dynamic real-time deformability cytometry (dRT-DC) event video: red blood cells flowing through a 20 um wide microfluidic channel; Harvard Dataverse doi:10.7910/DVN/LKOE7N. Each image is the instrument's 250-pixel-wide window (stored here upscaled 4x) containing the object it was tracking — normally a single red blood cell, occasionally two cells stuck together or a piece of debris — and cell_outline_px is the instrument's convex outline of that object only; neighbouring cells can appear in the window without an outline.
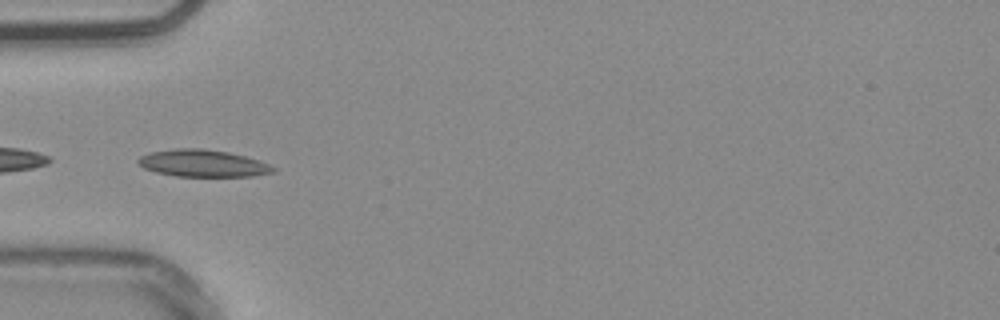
{"species": "common noctule bat (a hibernating species)", "species_latin": "Nyctalus noctula", "temperature_condition": "warm", "stored_images_in_passage": 3, "camera_frame_rate_fps": 3000, "um_per_image_px": 0.085, "animal": {"sex": "male", "body_mass_g": 20.4}, "frame": {"image": 1, "passage_image": 1, "time_ms": 0.0, "image_size_px": [1000, 320], "cell_outline_px": [[276, 172], [252, 176], [176, 176], [156, 172], [144, 168], [136, 160], [140, 156], [148, 152], [176, 148], [200, 148], [228, 152], [244, 156], [268, 164], [276, 168]], "centroid_in_image_um": [17.21, 13.88], "position_along_channel_um": 67.8, "area_um2": 21.21}}